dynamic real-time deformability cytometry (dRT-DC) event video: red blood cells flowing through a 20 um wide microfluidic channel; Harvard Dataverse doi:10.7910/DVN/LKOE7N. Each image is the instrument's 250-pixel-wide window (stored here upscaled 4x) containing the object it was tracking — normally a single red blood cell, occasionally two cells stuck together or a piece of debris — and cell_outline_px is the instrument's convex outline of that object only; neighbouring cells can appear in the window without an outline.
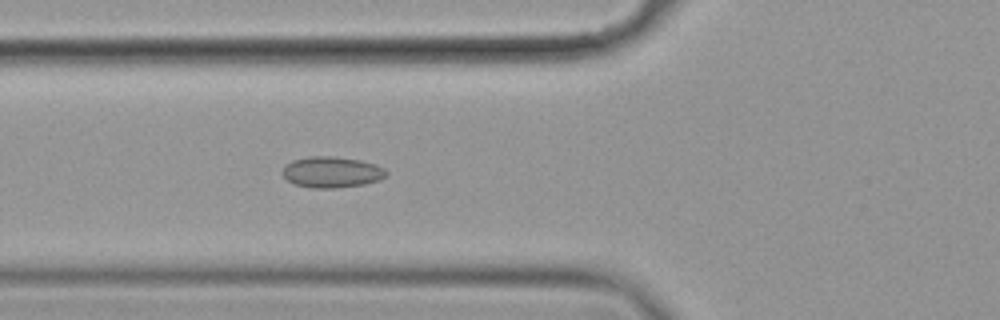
{"species": "common noctule bat (a hibernating species)", "species_latin": "Nyctalus noctula", "temperature_condition": "cold", "stored_images_in_passage": 7, "camera_frame_rate_fps": 3000, "um_per_image_px": 0.085, "animal": {"sex": "female", "body_mass_g": 19.9}, "frame": {"image": 1, "passage_image": 7, "time_ms": 2.0, "image_size_px": [1000, 320], "cell_outline_px": [[388, 172], [380, 180], [364, 184], [336, 188], [312, 188], [296, 184], [288, 180], [284, 176], [284, 168], [292, 160], [308, 156], [336, 156], [360, 160], [376, 164], [384, 168]], "centroid_in_image_um": [28.23, 14.62], "position_along_channel_um": 97.6, "area_um2": 18.67}}